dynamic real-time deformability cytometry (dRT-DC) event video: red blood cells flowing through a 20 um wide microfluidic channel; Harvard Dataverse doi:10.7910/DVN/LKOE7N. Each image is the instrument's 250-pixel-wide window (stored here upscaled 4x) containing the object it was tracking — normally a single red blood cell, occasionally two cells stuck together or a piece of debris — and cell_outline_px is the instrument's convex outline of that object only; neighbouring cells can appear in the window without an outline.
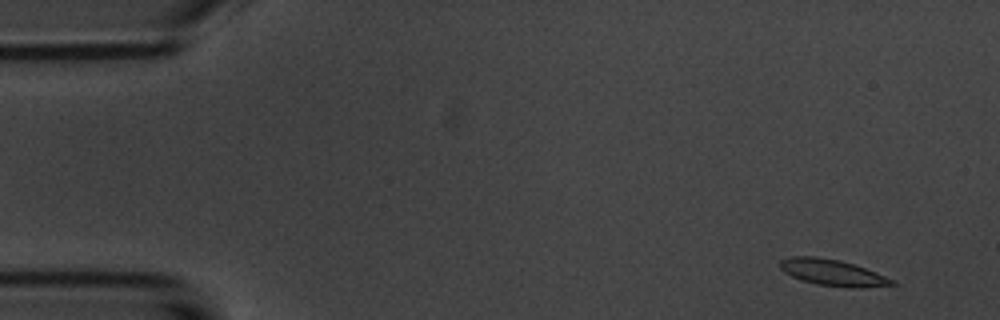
{"species": "common noctule bat (a hibernating species)", "species_latin": "Nyctalus noctula", "temperature_condition": "room temperature", "stored_images_in_passage": 14, "camera_frame_rate_fps": 3000, "um_per_image_px": 0.085, "animal": {"sex": "male", "body_mass_g": 20.1, "forearm_length_mm": 53.5}, "frame": {"image": 1, "passage_image": 1, "time_ms": 0.0, "image_size_px": [1000, 320], "cell_outline_px": [[896, 284], [860, 288], [848, 288], [816, 284], [792, 276], [784, 272], [780, 268], [780, 260], [792, 256], [816, 256], [840, 260], [876, 272], [892, 280]], "centroid_in_image_um": [70.74, 23.17], "position_along_channel_um": 14.3, "area_um2": 16.94}}
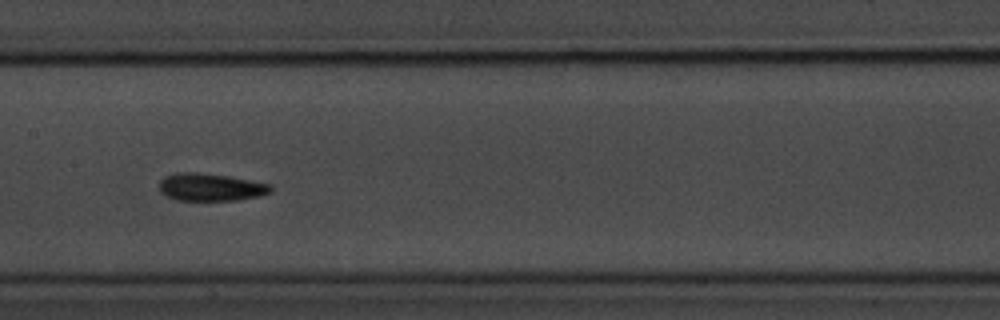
{"frame": {"image": 2, "passage_image": 7, "time_ms": 7.667, "image_size_px": [1000, 320], "cell_outline_px": [[272, 192], [260, 196], [236, 200], [176, 200], [164, 196], [160, 192], [160, 180], [164, 176], [176, 172], [196, 172], [228, 176], [272, 184]], "centroid_in_image_um": [17.89, 15.91], "position_along_channel_um": 189.5, "area_um2": 18.09}}
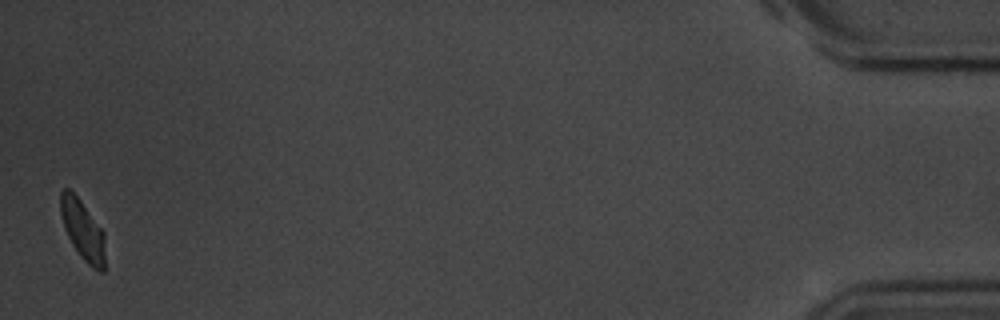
{"frame": {"image": 3, "passage_image": 14, "time_ms": 16.667, "image_size_px": [1000, 320], "cell_outline_px": [[104, 272], [100, 272], [92, 268], [80, 256], [72, 244], [64, 228], [60, 212], [60, 192], [64, 188], [68, 188], [80, 200], [104, 232]], "centroid_in_image_um": [7.02, 19.56], "position_along_channel_um": 428.2, "area_um2": 15.43}, "authors_computed_cell_mechanics": {"area_um2": 16.8198, "velocity_mm_per_s": 3.6904, "shape_relaxation_time_tau1_ms": 1.6754, "shape_relaxation_time_tau2_ms": 1.449, "deformation_change_tau1": 0.0777, "deformation_change_tau2": 0.0533}}